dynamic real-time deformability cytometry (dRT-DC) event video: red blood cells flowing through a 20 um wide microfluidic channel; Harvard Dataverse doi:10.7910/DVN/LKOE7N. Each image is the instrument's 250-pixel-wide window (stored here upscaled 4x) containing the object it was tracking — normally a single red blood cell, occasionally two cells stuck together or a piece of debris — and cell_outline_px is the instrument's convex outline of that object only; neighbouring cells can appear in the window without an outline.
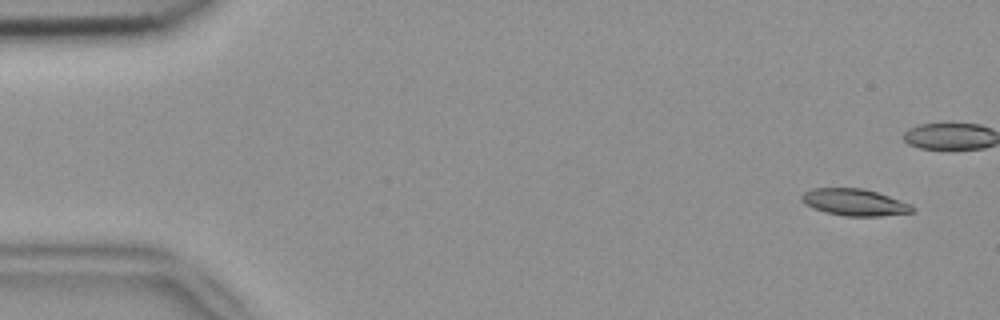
{"species": "common noctule bat (a hibernating species)", "species_latin": "Nyctalus noctula", "temperature_condition": "room temperature", "stored_images_in_passage": 9, "camera_frame_rate_fps": 3000, "um_per_image_px": 0.085, "animal": {"sex": "female", "body_mass_g": 18.4}, "frame": {"image": 1, "passage_image": 1, "time_ms": 0.0, "image_size_px": [1000, 320], "cell_outline_px": [[916, 212], [880, 216], [844, 216], [824, 212], [812, 208], [804, 204], [800, 200], [800, 196], [804, 192], [812, 188], [864, 188], [912, 204], [916, 208]], "centroid_in_image_um": [72.63, 17.2], "position_along_channel_um": 12.4, "area_um2": 17.57}}
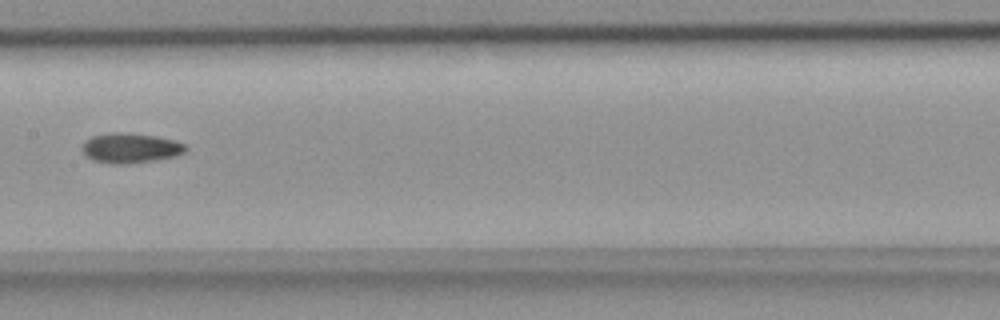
{"frame": {"image": 2, "passage_image": 8, "time_ms": 2.333, "image_size_px": [1000, 320], "cell_outline_px": [[188, 148], [184, 152], [176, 156], [128, 164], [112, 164], [92, 160], [80, 148], [92, 136], [108, 132], [120, 132], [152, 136], [176, 140], [184, 144]], "centroid_in_image_um": [11.09, 12.58], "position_along_channel_um": 196.3, "area_um2": 17.86}}
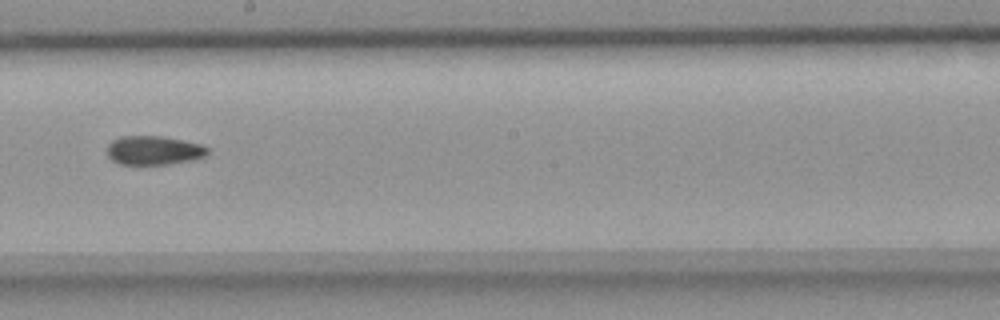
{"frame": {"image": 3, "passage_image": 9, "time_ms": 2.667, "image_size_px": [1000, 320], "cell_outline_px": [[208, 152], [204, 156], [192, 160], [168, 164], [120, 164], [112, 160], [108, 156], [108, 144], [112, 140], [120, 136], [160, 136], [200, 144], [208, 148]], "centroid_in_image_um": [13.04, 12.78], "position_along_channel_um": 235.2, "area_um2": 16.76}}